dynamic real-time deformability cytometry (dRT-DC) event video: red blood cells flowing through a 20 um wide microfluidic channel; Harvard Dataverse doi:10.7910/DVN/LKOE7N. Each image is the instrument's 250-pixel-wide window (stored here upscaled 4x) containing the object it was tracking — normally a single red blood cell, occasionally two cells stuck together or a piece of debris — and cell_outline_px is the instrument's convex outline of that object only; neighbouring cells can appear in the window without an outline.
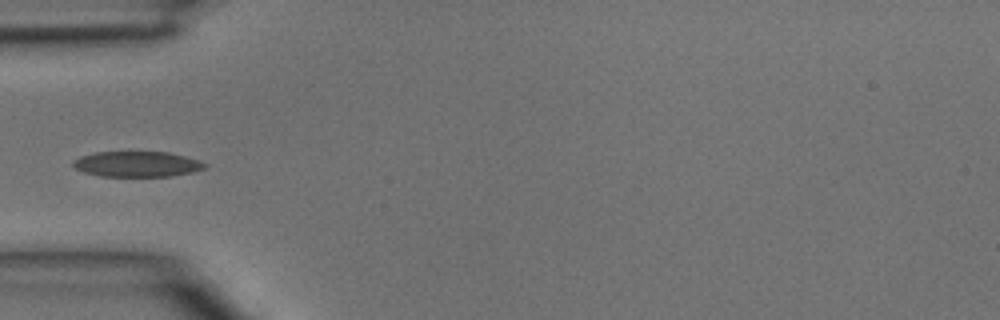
{"species": "common noctule bat (a hibernating species)", "species_latin": "Nyctalus noctula", "temperature_condition": "room temperature", "stored_images_in_passage": 3, "camera_frame_rate_fps": 3000, "um_per_image_px": 0.085, "animal": {"sex": "male", "body_mass_g": 15.6}, "frame": {"image": 1, "passage_image": 3, "time_ms": 0.667, "image_size_px": [1000, 320], "cell_outline_px": [[208, 164], [204, 168], [192, 172], [172, 176], [100, 176], [84, 172], [76, 168], [72, 164], [72, 160], [80, 156], [96, 152], [168, 152], [200, 160]], "centroid_in_image_um": [11.64, 13.94], "position_along_channel_um": 73.4, "area_um2": 19.54}}